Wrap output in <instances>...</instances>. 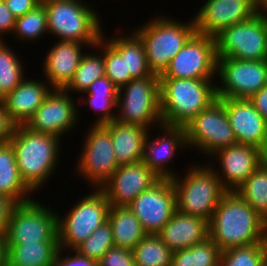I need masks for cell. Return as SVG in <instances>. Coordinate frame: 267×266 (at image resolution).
Returning a JSON list of instances; mask_svg holds the SVG:
<instances>
[{
  "label": "cell",
  "mask_w": 267,
  "mask_h": 266,
  "mask_svg": "<svg viewBox=\"0 0 267 266\" xmlns=\"http://www.w3.org/2000/svg\"><path fill=\"white\" fill-rule=\"evenodd\" d=\"M249 100L256 110L267 120V84L257 93L253 94Z\"/></svg>",
  "instance_id": "7dc6e473"
},
{
  "label": "cell",
  "mask_w": 267,
  "mask_h": 266,
  "mask_svg": "<svg viewBox=\"0 0 267 266\" xmlns=\"http://www.w3.org/2000/svg\"><path fill=\"white\" fill-rule=\"evenodd\" d=\"M0 266H9L8 263L6 262L5 264H1Z\"/></svg>",
  "instance_id": "816d5d0a"
},
{
  "label": "cell",
  "mask_w": 267,
  "mask_h": 266,
  "mask_svg": "<svg viewBox=\"0 0 267 266\" xmlns=\"http://www.w3.org/2000/svg\"><path fill=\"white\" fill-rule=\"evenodd\" d=\"M129 36L120 37L116 35L113 39H108V43L121 55L125 56L126 74H130L133 79H141L153 75L150 70L143 41L135 33Z\"/></svg>",
  "instance_id": "f1b7e54d"
},
{
  "label": "cell",
  "mask_w": 267,
  "mask_h": 266,
  "mask_svg": "<svg viewBox=\"0 0 267 266\" xmlns=\"http://www.w3.org/2000/svg\"><path fill=\"white\" fill-rule=\"evenodd\" d=\"M16 125L11 121L4 106L0 103V144L9 142Z\"/></svg>",
  "instance_id": "f6af8a7d"
},
{
  "label": "cell",
  "mask_w": 267,
  "mask_h": 266,
  "mask_svg": "<svg viewBox=\"0 0 267 266\" xmlns=\"http://www.w3.org/2000/svg\"><path fill=\"white\" fill-rule=\"evenodd\" d=\"M116 108L119 109V113L116 110L115 120L121 123L139 125L149 130L151 125L162 124L159 75L132 79L120 87Z\"/></svg>",
  "instance_id": "52a82bcc"
},
{
  "label": "cell",
  "mask_w": 267,
  "mask_h": 266,
  "mask_svg": "<svg viewBox=\"0 0 267 266\" xmlns=\"http://www.w3.org/2000/svg\"><path fill=\"white\" fill-rule=\"evenodd\" d=\"M257 12L256 0H207L193 18L197 33L214 37L222 29L247 21Z\"/></svg>",
  "instance_id": "e0dca14e"
},
{
  "label": "cell",
  "mask_w": 267,
  "mask_h": 266,
  "mask_svg": "<svg viewBox=\"0 0 267 266\" xmlns=\"http://www.w3.org/2000/svg\"><path fill=\"white\" fill-rule=\"evenodd\" d=\"M83 149L75 167L80 176L100 189L119 167L115 159L112 137L103 125H91L84 138Z\"/></svg>",
  "instance_id": "4fadbf2b"
},
{
  "label": "cell",
  "mask_w": 267,
  "mask_h": 266,
  "mask_svg": "<svg viewBox=\"0 0 267 266\" xmlns=\"http://www.w3.org/2000/svg\"><path fill=\"white\" fill-rule=\"evenodd\" d=\"M60 140L53 135L33 132L24 125L15 127L9 142L15 152L20 177L32 192L41 189L55 173L60 160Z\"/></svg>",
  "instance_id": "7a4b0ae2"
},
{
  "label": "cell",
  "mask_w": 267,
  "mask_h": 266,
  "mask_svg": "<svg viewBox=\"0 0 267 266\" xmlns=\"http://www.w3.org/2000/svg\"><path fill=\"white\" fill-rule=\"evenodd\" d=\"M103 126L110 132L115 159L119 166L141 161L149 129L117 120Z\"/></svg>",
  "instance_id": "d4e9b609"
},
{
  "label": "cell",
  "mask_w": 267,
  "mask_h": 266,
  "mask_svg": "<svg viewBox=\"0 0 267 266\" xmlns=\"http://www.w3.org/2000/svg\"><path fill=\"white\" fill-rule=\"evenodd\" d=\"M127 206L139 219L146 234L157 235L177 209L172 180L160 179Z\"/></svg>",
  "instance_id": "9a60e30c"
},
{
  "label": "cell",
  "mask_w": 267,
  "mask_h": 266,
  "mask_svg": "<svg viewBox=\"0 0 267 266\" xmlns=\"http://www.w3.org/2000/svg\"><path fill=\"white\" fill-rule=\"evenodd\" d=\"M33 192L22 181L10 142L0 144V194L7 195L18 204L28 202Z\"/></svg>",
  "instance_id": "4316f807"
},
{
  "label": "cell",
  "mask_w": 267,
  "mask_h": 266,
  "mask_svg": "<svg viewBox=\"0 0 267 266\" xmlns=\"http://www.w3.org/2000/svg\"><path fill=\"white\" fill-rule=\"evenodd\" d=\"M211 156L219 160L221 172L213 169L227 191H235L267 159L259 148L244 144L219 149Z\"/></svg>",
  "instance_id": "ac0fdd59"
},
{
  "label": "cell",
  "mask_w": 267,
  "mask_h": 266,
  "mask_svg": "<svg viewBox=\"0 0 267 266\" xmlns=\"http://www.w3.org/2000/svg\"><path fill=\"white\" fill-rule=\"evenodd\" d=\"M73 206L65 217L57 212L59 247L62 250L66 247L64 251L67 249L68 252L73 251L107 221L110 208L104 192L96 188Z\"/></svg>",
  "instance_id": "ba28073f"
},
{
  "label": "cell",
  "mask_w": 267,
  "mask_h": 266,
  "mask_svg": "<svg viewBox=\"0 0 267 266\" xmlns=\"http://www.w3.org/2000/svg\"><path fill=\"white\" fill-rule=\"evenodd\" d=\"M9 266H55L59 241L6 245Z\"/></svg>",
  "instance_id": "83f0119b"
},
{
  "label": "cell",
  "mask_w": 267,
  "mask_h": 266,
  "mask_svg": "<svg viewBox=\"0 0 267 266\" xmlns=\"http://www.w3.org/2000/svg\"><path fill=\"white\" fill-rule=\"evenodd\" d=\"M62 249L59 250L55 262V266H98V263L88 260L86 258L80 257L74 252V256L68 255L62 256Z\"/></svg>",
  "instance_id": "ee69618b"
},
{
  "label": "cell",
  "mask_w": 267,
  "mask_h": 266,
  "mask_svg": "<svg viewBox=\"0 0 267 266\" xmlns=\"http://www.w3.org/2000/svg\"><path fill=\"white\" fill-rule=\"evenodd\" d=\"M16 17L12 14V12L7 8L4 1L0 3V40L4 39L1 36L5 35V33H10L14 29Z\"/></svg>",
  "instance_id": "bcb514c9"
},
{
  "label": "cell",
  "mask_w": 267,
  "mask_h": 266,
  "mask_svg": "<svg viewBox=\"0 0 267 266\" xmlns=\"http://www.w3.org/2000/svg\"><path fill=\"white\" fill-rule=\"evenodd\" d=\"M38 1H39V3H43V2L48 1V0H38Z\"/></svg>",
  "instance_id": "f907efd6"
},
{
  "label": "cell",
  "mask_w": 267,
  "mask_h": 266,
  "mask_svg": "<svg viewBox=\"0 0 267 266\" xmlns=\"http://www.w3.org/2000/svg\"><path fill=\"white\" fill-rule=\"evenodd\" d=\"M12 51L4 41H0V100L26 78L20 59Z\"/></svg>",
  "instance_id": "836d02e7"
},
{
  "label": "cell",
  "mask_w": 267,
  "mask_h": 266,
  "mask_svg": "<svg viewBox=\"0 0 267 266\" xmlns=\"http://www.w3.org/2000/svg\"><path fill=\"white\" fill-rule=\"evenodd\" d=\"M7 262L6 233L0 232V265Z\"/></svg>",
  "instance_id": "c3c4849f"
},
{
  "label": "cell",
  "mask_w": 267,
  "mask_h": 266,
  "mask_svg": "<svg viewBox=\"0 0 267 266\" xmlns=\"http://www.w3.org/2000/svg\"><path fill=\"white\" fill-rule=\"evenodd\" d=\"M237 144L252 145L267 155V120L249 99L222 98Z\"/></svg>",
  "instance_id": "ffe728a7"
},
{
  "label": "cell",
  "mask_w": 267,
  "mask_h": 266,
  "mask_svg": "<svg viewBox=\"0 0 267 266\" xmlns=\"http://www.w3.org/2000/svg\"><path fill=\"white\" fill-rule=\"evenodd\" d=\"M186 173L183 179L177 174L171 179L176 190L177 210L209 222L228 191L222 186L212 165L193 164Z\"/></svg>",
  "instance_id": "277c9868"
},
{
  "label": "cell",
  "mask_w": 267,
  "mask_h": 266,
  "mask_svg": "<svg viewBox=\"0 0 267 266\" xmlns=\"http://www.w3.org/2000/svg\"><path fill=\"white\" fill-rule=\"evenodd\" d=\"M7 8L17 18L33 10L39 5L38 0H3Z\"/></svg>",
  "instance_id": "7bdbcfd3"
},
{
  "label": "cell",
  "mask_w": 267,
  "mask_h": 266,
  "mask_svg": "<svg viewBox=\"0 0 267 266\" xmlns=\"http://www.w3.org/2000/svg\"><path fill=\"white\" fill-rule=\"evenodd\" d=\"M95 49L100 48L99 52H103L105 63V75L119 89L126 85L133 78L130 74H126L125 56H121L106 40L104 33L94 46ZM103 48V49H101Z\"/></svg>",
  "instance_id": "74e56055"
},
{
  "label": "cell",
  "mask_w": 267,
  "mask_h": 266,
  "mask_svg": "<svg viewBox=\"0 0 267 266\" xmlns=\"http://www.w3.org/2000/svg\"><path fill=\"white\" fill-rule=\"evenodd\" d=\"M159 178L142 161L121 165L100 188L110 206H127L141 192L151 188Z\"/></svg>",
  "instance_id": "d6986e66"
},
{
  "label": "cell",
  "mask_w": 267,
  "mask_h": 266,
  "mask_svg": "<svg viewBox=\"0 0 267 266\" xmlns=\"http://www.w3.org/2000/svg\"><path fill=\"white\" fill-rule=\"evenodd\" d=\"M35 199L19 203L6 229V245L58 241V213Z\"/></svg>",
  "instance_id": "8fae6325"
},
{
  "label": "cell",
  "mask_w": 267,
  "mask_h": 266,
  "mask_svg": "<svg viewBox=\"0 0 267 266\" xmlns=\"http://www.w3.org/2000/svg\"><path fill=\"white\" fill-rule=\"evenodd\" d=\"M132 253L135 266H171L173 252L158 235L147 234Z\"/></svg>",
  "instance_id": "1f68e13d"
},
{
  "label": "cell",
  "mask_w": 267,
  "mask_h": 266,
  "mask_svg": "<svg viewBox=\"0 0 267 266\" xmlns=\"http://www.w3.org/2000/svg\"><path fill=\"white\" fill-rule=\"evenodd\" d=\"M162 124L184 127L217 99L213 79L159 78Z\"/></svg>",
  "instance_id": "3957f363"
},
{
  "label": "cell",
  "mask_w": 267,
  "mask_h": 266,
  "mask_svg": "<svg viewBox=\"0 0 267 266\" xmlns=\"http://www.w3.org/2000/svg\"><path fill=\"white\" fill-rule=\"evenodd\" d=\"M107 220L115 247L132 250L147 234L128 206H110Z\"/></svg>",
  "instance_id": "484cf974"
},
{
  "label": "cell",
  "mask_w": 267,
  "mask_h": 266,
  "mask_svg": "<svg viewBox=\"0 0 267 266\" xmlns=\"http://www.w3.org/2000/svg\"><path fill=\"white\" fill-rule=\"evenodd\" d=\"M208 227L209 237L221 252L267 241V221L235 191L222 197Z\"/></svg>",
  "instance_id": "6da1fadb"
},
{
  "label": "cell",
  "mask_w": 267,
  "mask_h": 266,
  "mask_svg": "<svg viewBox=\"0 0 267 266\" xmlns=\"http://www.w3.org/2000/svg\"><path fill=\"white\" fill-rule=\"evenodd\" d=\"M58 41L48 49L43 65V73L52 89H64L69 84L85 54L82 52L83 45L94 48L97 44Z\"/></svg>",
  "instance_id": "7402d4cb"
},
{
  "label": "cell",
  "mask_w": 267,
  "mask_h": 266,
  "mask_svg": "<svg viewBox=\"0 0 267 266\" xmlns=\"http://www.w3.org/2000/svg\"><path fill=\"white\" fill-rule=\"evenodd\" d=\"M75 102L64 89H52L24 126L61 139L77 126L80 115Z\"/></svg>",
  "instance_id": "2e32d148"
},
{
  "label": "cell",
  "mask_w": 267,
  "mask_h": 266,
  "mask_svg": "<svg viewBox=\"0 0 267 266\" xmlns=\"http://www.w3.org/2000/svg\"><path fill=\"white\" fill-rule=\"evenodd\" d=\"M163 17H155L134 31L144 43L150 70L159 76L196 32L195 19L184 24L182 21Z\"/></svg>",
  "instance_id": "5b68a950"
},
{
  "label": "cell",
  "mask_w": 267,
  "mask_h": 266,
  "mask_svg": "<svg viewBox=\"0 0 267 266\" xmlns=\"http://www.w3.org/2000/svg\"><path fill=\"white\" fill-rule=\"evenodd\" d=\"M217 98L249 99L267 84V60L217 58Z\"/></svg>",
  "instance_id": "7c38bea8"
},
{
  "label": "cell",
  "mask_w": 267,
  "mask_h": 266,
  "mask_svg": "<svg viewBox=\"0 0 267 266\" xmlns=\"http://www.w3.org/2000/svg\"><path fill=\"white\" fill-rule=\"evenodd\" d=\"M184 129L188 147L210 157L219 149L237 144L222 98L204 108Z\"/></svg>",
  "instance_id": "30bf717a"
},
{
  "label": "cell",
  "mask_w": 267,
  "mask_h": 266,
  "mask_svg": "<svg viewBox=\"0 0 267 266\" xmlns=\"http://www.w3.org/2000/svg\"><path fill=\"white\" fill-rule=\"evenodd\" d=\"M47 82V80L46 82H41L38 79L25 78L0 100L11 121L16 126L25 125L36 109L44 102L52 90L48 86L49 84H46Z\"/></svg>",
  "instance_id": "603a6c76"
},
{
  "label": "cell",
  "mask_w": 267,
  "mask_h": 266,
  "mask_svg": "<svg viewBox=\"0 0 267 266\" xmlns=\"http://www.w3.org/2000/svg\"><path fill=\"white\" fill-rule=\"evenodd\" d=\"M105 75L103 54L85 53L69 84L64 88L68 93H85L87 88L98 78Z\"/></svg>",
  "instance_id": "d6a6232c"
},
{
  "label": "cell",
  "mask_w": 267,
  "mask_h": 266,
  "mask_svg": "<svg viewBox=\"0 0 267 266\" xmlns=\"http://www.w3.org/2000/svg\"><path fill=\"white\" fill-rule=\"evenodd\" d=\"M164 135L151 140L149 132L146 136L141 161L161 179H172L177 172L169 170L168 163L178 149L186 148L185 129L181 126L160 124L159 128ZM186 146V147H185Z\"/></svg>",
  "instance_id": "44dd1931"
},
{
  "label": "cell",
  "mask_w": 267,
  "mask_h": 266,
  "mask_svg": "<svg viewBox=\"0 0 267 266\" xmlns=\"http://www.w3.org/2000/svg\"><path fill=\"white\" fill-rule=\"evenodd\" d=\"M266 260L267 241H263L221 252L218 266H264Z\"/></svg>",
  "instance_id": "e575fe53"
},
{
  "label": "cell",
  "mask_w": 267,
  "mask_h": 266,
  "mask_svg": "<svg viewBox=\"0 0 267 266\" xmlns=\"http://www.w3.org/2000/svg\"><path fill=\"white\" fill-rule=\"evenodd\" d=\"M98 266H135L132 250L114 246L102 256Z\"/></svg>",
  "instance_id": "ab89813d"
},
{
  "label": "cell",
  "mask_w": 267,
  "mask_h": 266,
  "mask_svg": "<svg viewBox=\"0 0 267 266\" xmlns=\"http://www.w3.org/2000/svg\"><path fill=\"white\" fill-rule=\"evenodd\" d=\"M84 102H87L85 104L90 105L93 111L100 112L92 125H105L115 120L116 114L114 112L117 109V96L88 95Z\"/></svg>",
  "instance_id": "f35d334b"
},
{
  "label": "cell",
  "mask_w": 267,
  "mask_h": 266,
  "mask_svg": "<svg viewBox=\"0 0 267 266\" xmlns=\"http://www.w3.org/2000/svg\"><path fill=\"white\" fill-rule=\"evenodd\" d=\"M256 5L259 12H267V0H256Z\"/></svg>",
  "instance_id": "681fc988"
},
{
  "label": "cell",
  "mask_w": 267,
  "mask_h": 266,
  "mask_svg": "<svg viewBox=\"0 0 267 266\" xmlns=\"http://www.w3.org/2000/svg\"><path fill=\"white\" fill-rule=\"evenodd\" d=\"M43 4L48 32L60 41L97 43L102 37L98 13L83 0H48Z\"/></svg>",
  "instance_id": "8992f818"
},
{
  "label": "cell",
  "mask_w": 267,
  "mask_h": 266,
  "mask_svg": "<svg viewBox=\"0 0 267 266\" xmlns=\"http://www.w3.org/2000/svg\"><path fill=\"white\" fill-rule=\"evenodd\" d=\"M18 203L7 195L0 194V232H6L11 215Z\"/></svg>",
  "instance_id": "b9f144b4"
},
{
  "label": "cell",
  "mask_w": 267,
  "mask_h": 266,
  "mask_svg": "<svg viewBox=\"0 0 267 266\" xmlns=\"http://www.w3.org/2000/svg\"><path fill=\"white\" fill-rule=\"evenodd\" d=\"M112 247H114L113 233L107 220L73 251H76V254L80 257L98 263L102 256Z\"/></svg>",
  "instance_id": "8d00e7d4"
},
{
  "label": "cell",
  "mask_w": 267,
  "mask_h": 266,
  "mask_svg": "<svg viewBox=\"0 0 267 266\" xmlns=\"http://www.w3.org/2000/svg\"><path fill=\"white\" fill-rule=\"evenodd\" d=\"M235 192L267 221V159Z\"/></svg>",
  "instance_id": "f546056e"
},
{
  "label": "cell",
  "mask_w": 267,
  "mask_h": 266,
  "mask_svg": "<svg viewBox=\"0 0 267 266\" xmlns=\"http://www.w3.org/2000/svg\"><path fill=\"white\" fill-rule=\"evenodd\" d=\"M48 32L47 28V12L45 5L40 3L33 10L27 12L23 16L17 17L12 33L15 37L24 40L26 43L39 39L42 34Z\"/></svg>",
  "instance_id": "d590c367"
},
{
  "label": "cell",
  "mask_w": 267,
  "mask_h": 266,
  "mask_svg": "<svg viewBox=\"0 0 267 266\" xmlns=\"http://www.w3.org/2000/svg\"><path fill=\"white\" fill-rule=\"evenodd\" d=\"M221 251L210 237L190 248L174 251L171 266H218Z\"/></svg>",
  "instance_id": "4dcf8cb0"
},
{
  "label": "cell",
  "mask_w": 267,
  "mask_h": 266,
  "mask_svg": "<svg viewBox=\"0 0 267 266\" xmlns=\"http://www.w3.org/2000/svg\"><path fill=\"white\" fill-rule=\"evenodd\" d=\"M214 38L217 58L267 60V12L226 27Z\"/></svg>",
  "instance_id": "9c48e42d"
},
{
  "label": "cell",
  "mask_w": 267,
  "mask_h": 266,
  "mask_svg": "<svg viewBox=\"0 0 267 266\" xmlns=\"http://www.w3.org/2000/svg\"><path fill=\"white\" fill-rule=\"evenodd\" d=\"M157 235L172 252L183 250L209 237L208 221L176 209Z\"/></svg>",
  "instance_id": "cb8c5ba5"
},
{
  "label": "cell",
  "mask_w": 267,
  "mask_h": 266,
  "mask_svg": "<svg viewBox=\"0 0 267 266\" xmlns=\"http://www.w3.org/2000/svg\"><path fill=\"white\" fill-rule=\"evenodd\" d=\"M216 69L215 38L195 32L159 78L214 79Z\"/></svg>",
  "instance_id": "5bb4252c"
},
{
  "label": "cell",
  "mask_w": 267,
  "mask_h": 266,
  "mask_svg": "<svg viewBox=\"0 0 267 266\" xmlns=\"http://www.w3.org/2000/svg\"><path fill=\"white\" fill-rule=\"evenodd\" d=\"M87 95L118 96V88L106 76L95 80L86 90Z\"/></svg>",
  "instance_id": "60d3db41"
}]
</instances>
